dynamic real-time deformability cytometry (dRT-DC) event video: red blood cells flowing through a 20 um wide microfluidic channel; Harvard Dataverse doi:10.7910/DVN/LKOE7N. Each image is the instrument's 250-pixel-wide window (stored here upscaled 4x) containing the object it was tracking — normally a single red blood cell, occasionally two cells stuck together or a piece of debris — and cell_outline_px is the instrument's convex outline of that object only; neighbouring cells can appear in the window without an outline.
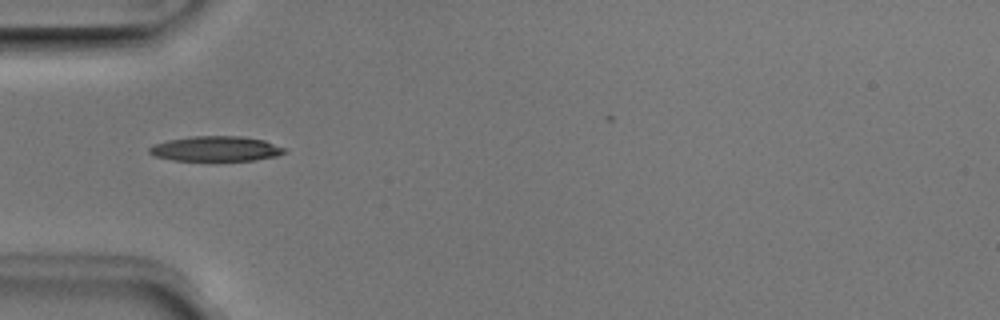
{"species": "Egyptian fruit bat (a non-hibernating species)", "species_latin": "Rousettus aegyptiacus", "temperature_condition": "room temperature", "stored_images_in_passage": 7, "camera_frame_rate_fps": 3000, "um_per_image_px": 0.085, "animal": {"sex": "male"}, "frame": {"image": 1, "passage_image": 4, "time_ms": 1.0, "image_size_px": [1000, 320], "cell_outline_px": [[284, 152], [276, 156], [252, 160], [172, 160], [156, 156], [148, 152], [148, 148], [152, 144], [168, 140], [192, 136], [240, 136], [264, 140], [284, 148]], "centroid_in_image_um": [18.29, 12.63], "position_along_channel_um": 66.7, "area_um2": 19.48}}
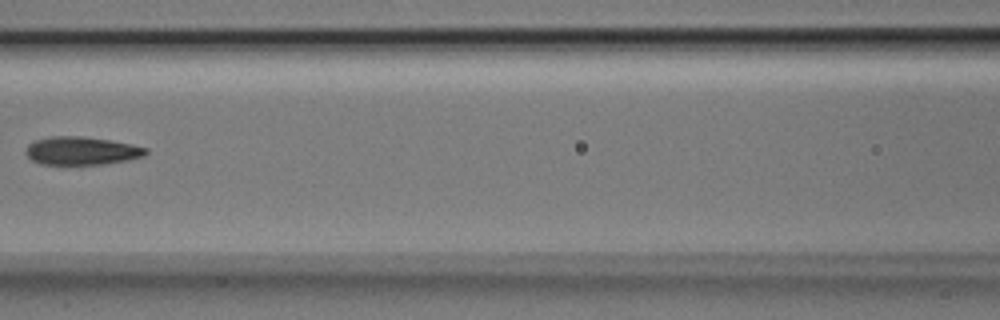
{"frame": {"image": 2, "passage_image": 6, "time_ms": 1.667, "image_size_px": [1000, 320], "cell_outline_px": [[148, 152], [144, 156], [128, 160], [100, 164], [40, 164], [32, 160], [24, 152], [28, 144], [36, 140], [52, 136], [80, 136], [108, 140], [132, 144], [148, 148]], "centroid_in_image_um": [6.93, 12.82], "position_along_channel_um": 159.7, "area_um2": 19.59}}
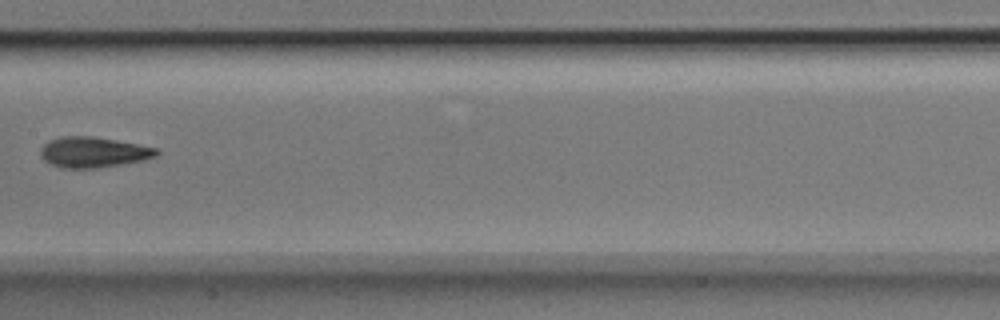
{"frame": {"image": 3, "passage_image": 7, "time_ms": 2.0, "image_size_px": [1000, 320], "cell_outline_px": [[160, 152], [156, 156], [144, 160], [96, 168], [60, 168], [44, 160], [40, 156], [40, 148], [48, 140], [60, 136], [92, 136], [116, 140], [156, 148]], "centroid_in_image_um": [7.89, 12.93], "position_along_channel_um": 199.5, "area_um2": 20.63}}